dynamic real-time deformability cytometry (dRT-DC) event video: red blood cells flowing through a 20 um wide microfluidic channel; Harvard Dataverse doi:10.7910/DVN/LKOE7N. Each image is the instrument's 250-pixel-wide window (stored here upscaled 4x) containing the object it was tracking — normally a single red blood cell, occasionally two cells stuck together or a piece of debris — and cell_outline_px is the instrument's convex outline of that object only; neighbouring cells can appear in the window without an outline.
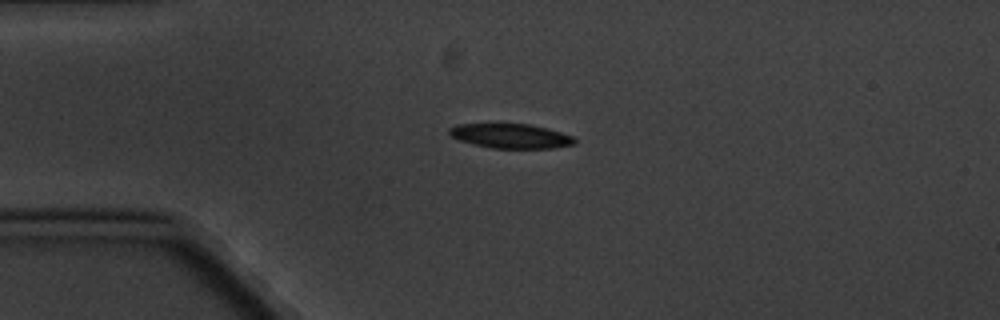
{"species": "common noctule bat (a hibernating species)", "species_latin": "Nyctalus noctula", "temperature_condition": "cold", "stored_images_in_passage": 8, "camera_frame_rate_fps": 3000, "um_per_image_px": 0.085, "animal": {"sex": "male", "body_mass_g": 20.1, "forearm_length_mm": 53.5}, "frame": {"image": 1, "passage_image": 3, "time_ms": 3.0, "image_size_px": [1000, 320], "cell_outline_px": [[576, 144], [556, 148], [492, 148], [460, 140], [452, 136], [448, 132], [448, 128], [456, 124], [532, 124], [548, 128], [572, 136], [576, 140]], "centroid_in_image_um": [43.45, 11.55], "position_along_channel_um": 41.6, "area_um2": 17.86}}